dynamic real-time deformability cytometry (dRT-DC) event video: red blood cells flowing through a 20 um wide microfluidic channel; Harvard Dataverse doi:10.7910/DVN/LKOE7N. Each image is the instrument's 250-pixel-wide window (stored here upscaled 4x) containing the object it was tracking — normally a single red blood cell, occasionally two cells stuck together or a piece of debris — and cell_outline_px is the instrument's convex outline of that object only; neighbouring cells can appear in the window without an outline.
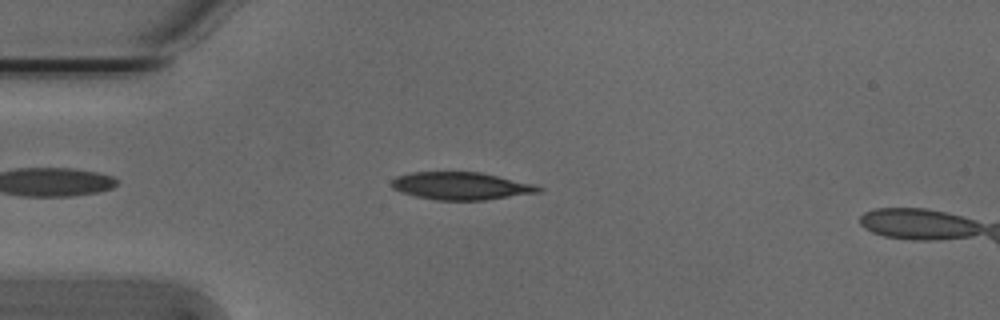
{"species": "Egyptian fruit bat (a non-hibernating species)", "species_latin": "Rousettus aegyptiacus", "temperature_condition": "cold", "stored_images_in_passage": 46, "camera_frame_rate_fps": 3000, "um_per_image_px": 0.085, "animal": {"sex": "male"}, "frame": {"image": 1, "passage_image": 6, "time_ms": 1.667, "image_size_px": [1000, 320], "cell_outline_px": [[544, 188], [540, 192], [484, 200], [436, 200], [416, 196], [392, 188], [392, 180], [396, 176], [412, 172], [480, 172], [536, 184]], "centroid_in_image_um": [39.23, 15.8], "position_along_channel_um": 45.8, "area_um2": 23.52}}
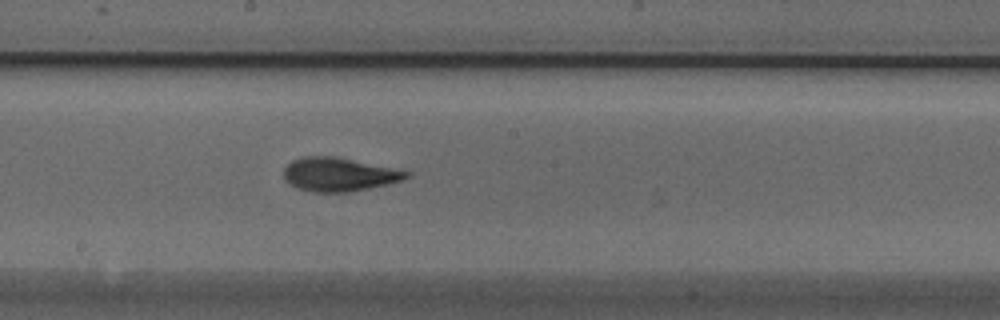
{"frame": {"image": 2, "passage_image": 21, "time_ms": 6.667, "image_size_px": [1000, 320], "cell_outline_px": [[412, 176], [404, 180], [368, 188], [348, 192], [312, 192], [296, 188], [284, 180], [284, 168], [292, 160], [304, 156], [336, 156], [412, 172]], "centroid_in_image_um": [28.81, 14.82], "position_along_channel_um": 219.4, "area_um2": 24.16}}
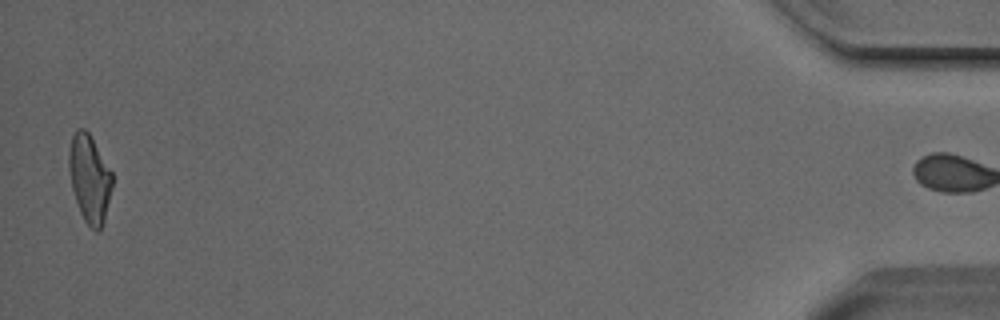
{"frame": {"image": 3, "passage_image": 45, "time_ms": 14.667, "image_size_px": [1000, 320], "cell_outline_px": [[112, 188], [104, 224], [96, 232], [84, 220], [80, 212], [72, 188], [68, 164], [68, 152], [72, 136], [76, 128], [84, 128], [88, 132], [112, 172]], "centroid_in_image_um": [7.61, 15.18], "position_along_channel_um": 427.6, "area_um2": 22.08}, "authors_computed_cell_mechanics": {"area_um2": 23.0044, "velocity_mm_per_s": 3.8043, "shape_relaxation_time_tau1_ms": 4.6376, "shape_relaxation_time_tau2_ms": 1.9722, "deformation_change_tau1": 0.1602, "deformation_change_tau2": 0.0875}}